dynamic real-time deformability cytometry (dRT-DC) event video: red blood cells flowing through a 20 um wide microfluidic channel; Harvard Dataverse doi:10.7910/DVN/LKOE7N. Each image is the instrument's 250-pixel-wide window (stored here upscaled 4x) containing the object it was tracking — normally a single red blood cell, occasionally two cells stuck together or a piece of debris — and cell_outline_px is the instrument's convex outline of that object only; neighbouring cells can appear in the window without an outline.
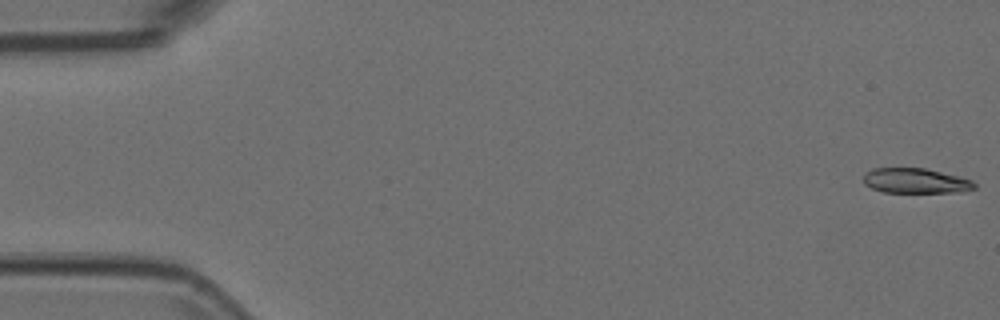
{"species": "Egyptian fruit bat (a non-hibernating species)", "species_latin": "Rousettus aegyptiacus", "temperature_condition": "room temperature", "stored_images_in_passage": 54, "camera_frame_rate_fps": 3000, "um_per_image_px": 0.085, "animal": {"sex": "female"}, "frame": {"image": 1, "passage_image": 1, "time_ms": 0.0, "image_size_px": [1000, 320], "cell_outline_px": [[976, 188], [952, 192], [884, 192], [872, 188], [864, 184], [864, 176], [872, 168], [924, 168], [972, 180], [976, 184]], "centroid_in_image_um": [77.8, 15.37], "position_along_channel_um": 7.2, "area_um2": 15.84}}
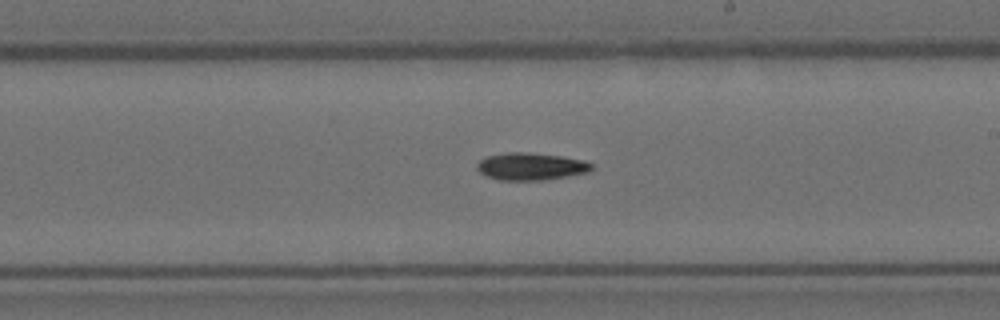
{"frame": {"image": 2, "passage_image": 31, "time_ms": 10.0, "image_size_px": [1000, 320], "cell_outline_px": [[592, 168], [588, 172], [568, 176], [544, 180], [500, 180], [488, 176], [480, 172], [476, 168], [476, 164], [484, 156], [508, 152], [520, 152], [560, 156], [580, 160], [592, 164]], "centroid_in_image_um": [45.07, 14.15], "position_along_channel_um": 243.9, "area_um2": 18.03}}
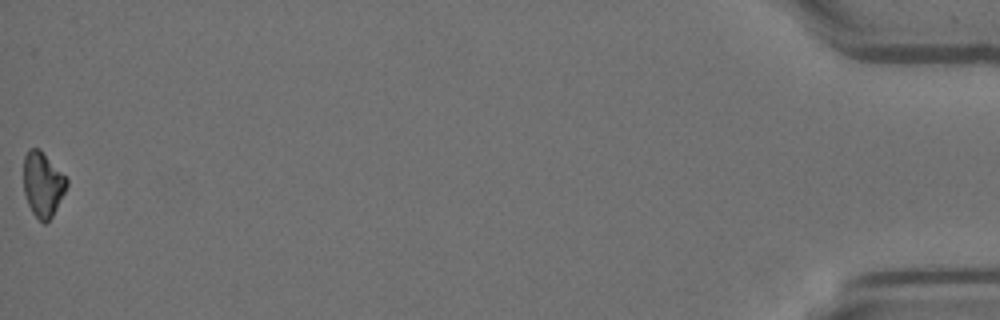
{"frame": {"image": 3, "passage_image": 54, "time_ms": 17.667, "image_size_px": [1000, 320], "cell_outline_px": [[68, 184], [52, 216], [44, 224], [32, 212], [28, 204], [24, 192], [24, 156], [28, 148], [40, 148], [68, 180]], "centroid_in_image_um": [3.62, 15.64], "position_along_channel_um": 431.6, "area_um2": 16.07}}